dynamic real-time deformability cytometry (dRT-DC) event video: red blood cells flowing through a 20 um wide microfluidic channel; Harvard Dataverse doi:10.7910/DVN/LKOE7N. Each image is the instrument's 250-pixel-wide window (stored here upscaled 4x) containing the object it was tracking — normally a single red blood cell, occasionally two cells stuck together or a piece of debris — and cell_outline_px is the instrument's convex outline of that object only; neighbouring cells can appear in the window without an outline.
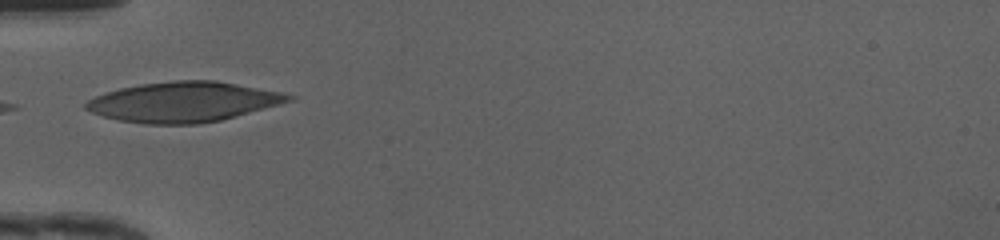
{"species": "human", "species_latin": "Homo sapiens", "temperature_condition": "cold", "stored_images_in_passage": 3, "camera_frame_rate_fps": 3000, "um_per_image_px": 0.085, "donor": {"sex": "female"}, "frame": {"image": 1, "passage_image": 1, "time_ms": 0.0, "image_size_px": [1000, 240], "cell_outline_px": [[296, 100], [236, 116], [220, 120], [196, 124], [144, 124], [120, 120], [104, 116], [92, 112], [84, 108], [84, 104], [88, 100], [104, 92], [120, 88], [140, 84], [172, 80], [216, 80], [280, 92], [296, 96]], "centroid_in_image_um": [15.6, 8.66], "position_along_channel_um": 69.4, "area_um2": 47.34}}